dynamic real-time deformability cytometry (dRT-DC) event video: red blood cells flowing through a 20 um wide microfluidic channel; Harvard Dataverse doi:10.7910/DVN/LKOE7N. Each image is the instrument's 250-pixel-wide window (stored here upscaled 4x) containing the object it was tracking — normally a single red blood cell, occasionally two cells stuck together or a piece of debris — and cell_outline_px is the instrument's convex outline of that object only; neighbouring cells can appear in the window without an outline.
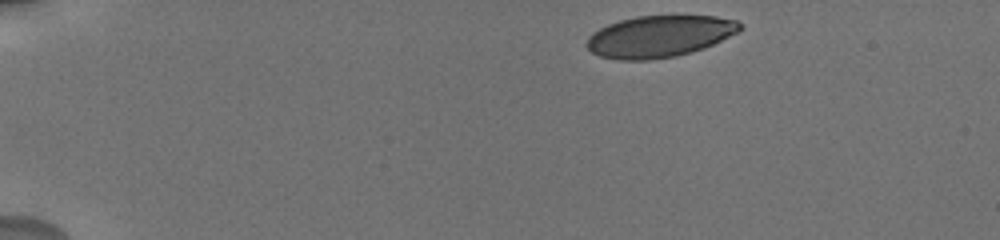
{"species": "human", "species_latin": "Homo sapiens", "temperature_condition": "cold", "stored_images_in_passage": 5, "camera_frame_rate_fps": 3000, "um_per_image_px": 0.085, "donor": {"sex": "male"}, "frame": {"image": 1, "passage_image": 1, "time_ms": 0.0, "image_size_px": [1000, 240], "cell_outline_px": [[744, 28], [704, 48], [692, 52], [676, 56], [648, 60], [620, 60], [600, 56], [592, 52], [584, 44], [588, 36], [592, 32], [608, 24], [620, 20], [636, 16], [676, 12], [716, 16], [736, 20]], "centroid_in_image_um": [56.05, 3.04], "position_along_channel_um": 28.9, "area_um2": 38.26}}
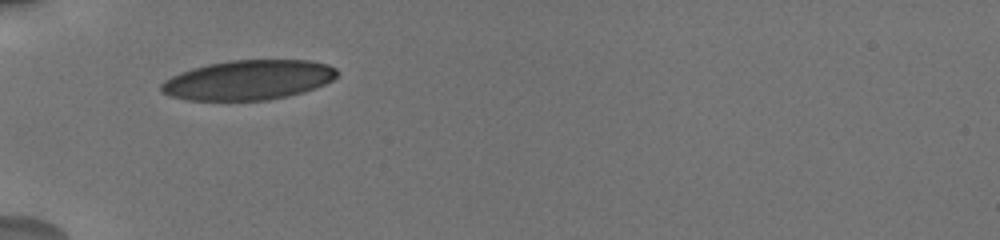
{"frame": {"image": 2, "passage_image": 4, "time_ms": 3.333, "image_size_px": [1000, 240], "cell_outline_px": [[340, 72], [332, 80], [316, 88], [304, 92], [288, 96], [268, 100], [188, 100], [168, 96], [160, 92], [160, 84], [164, 80], [180, 72], [192, 68], [208, 64], [228, 60], [308, 60], [328, 64], [336, 68]], "centroid_in_image_um": [21.1, 6.8], "position_along_channel_um": 63.9, "area_um2": 41.04}}